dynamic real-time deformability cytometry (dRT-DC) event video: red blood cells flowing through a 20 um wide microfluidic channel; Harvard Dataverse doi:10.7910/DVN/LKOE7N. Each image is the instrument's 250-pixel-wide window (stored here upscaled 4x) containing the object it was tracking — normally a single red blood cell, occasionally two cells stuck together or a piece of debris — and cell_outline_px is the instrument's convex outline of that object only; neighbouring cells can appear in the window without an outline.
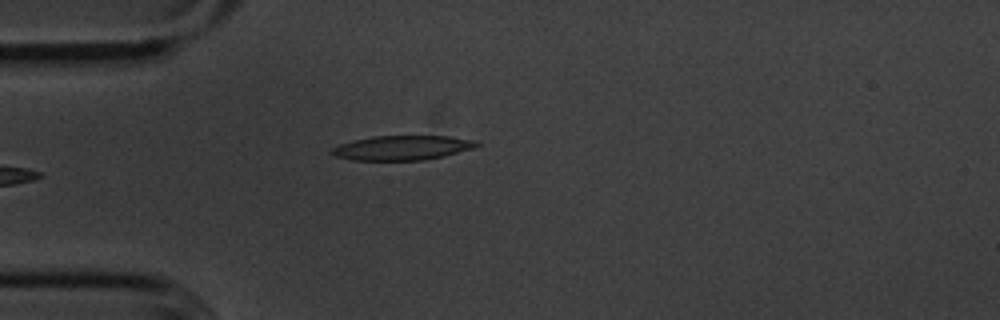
{"species": "common noctule bat (a hibernating species)", "species_latin": "Nyctalus noctula", "temperature_condition": "cold", "stored_images_in_passage": 35, "camera_frame_rate_fps": 3000, "um_per_image_px": 0.085, "animal": {"sex": "male", "body_mass_g": 20.1, "forearm_length_mm": 53.5}, "frame": {"image": 1, "passage_image": 2, "time_ms": 0.333, "image_size_px": [1000, 320], "cell_outline_px": [[480, 144], [472, 148], [444, 156], [424, 160], [352, 160], [332, 156], [328, 152], [332, 148], [340, 144], [352, 140], [372, 136], [448, 136], [476, 140]], "centroid_in_image_um": [34.12, 12.56], "position_along_channel_um": 50.9, "area_um2": 20.81}}
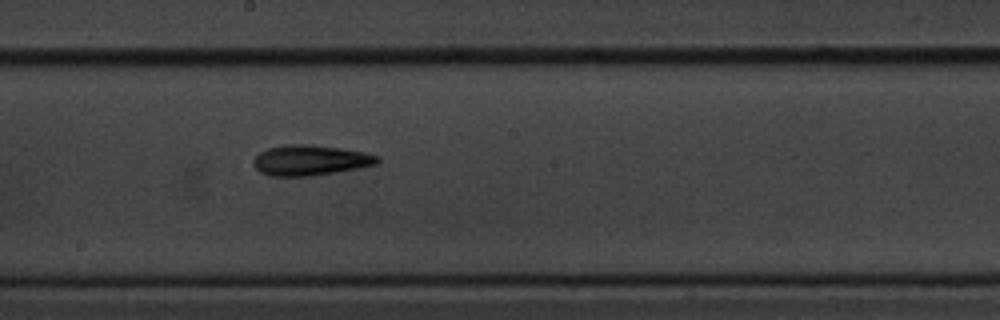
{"frame": {"image": 2, "passage_image": 17, "time_ms": 5.333, "image_size_px": [1000, 320], "cell_outline_px": [[380, 160], [376, 164], [356, 168], [308, 176], [272, 176], [260, 172], [252, 164], [252, 160], [260, 152], [268, 148], [288, 144], [312, 144], [340, 148], [364, 152], [376, 156]], "centroid_in_image_um": [26.31, 13.61], "position_along_channel_um": 221.9, "area_um2": 21.68}}
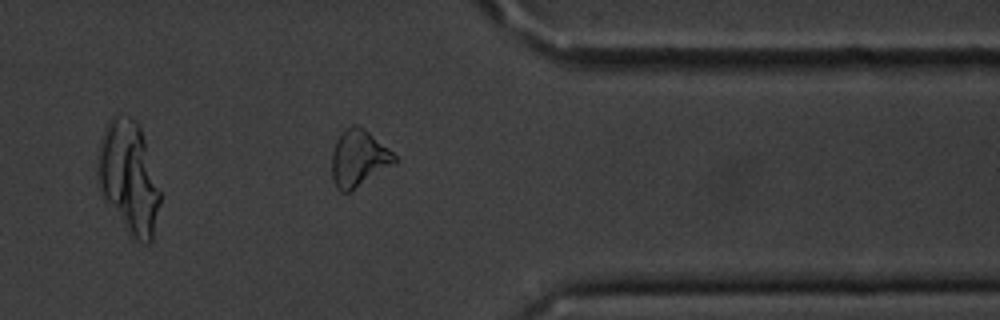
{"frame": {"image": 3, "passage_image": 31, "time_ms": 10.0, "image_size_px": [1000, 320], "cell_outline_px": [[400, 160], [396, 164], [352, 192], [340, 192], [336, 188], [332, 176], [332, 152], [336, 140], [340, 132], [352, 124], [356, 124], [364, 128], [388, 148]], "centroid_in_image_um": [30.5, 13.49], "position_along_channel_um": 380.9, "area_um2": 21.27}, "authors_computed_cell_mechanics": {"area_um2": 20.7502, "velocity_mm_per_s": 3.6043, "shape_relaxation_time_tau1_ms": 3.7424, "shape_relaxation_time_tau2_ms": null, "deformation_change_tau1": 0.1228, "deformation_change_tau2": null}}